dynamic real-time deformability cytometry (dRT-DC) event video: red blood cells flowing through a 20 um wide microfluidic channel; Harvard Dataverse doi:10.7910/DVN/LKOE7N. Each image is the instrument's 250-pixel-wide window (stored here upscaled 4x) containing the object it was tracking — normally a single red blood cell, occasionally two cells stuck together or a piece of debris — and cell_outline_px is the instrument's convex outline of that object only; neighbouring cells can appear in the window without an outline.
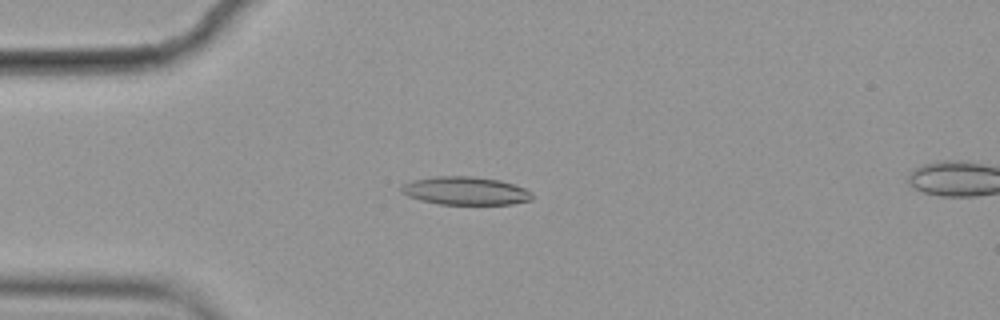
{"species": "common noctule bat (a hibernating species)", "species_latin": "Nyctalus noctula", "temperature_condition": "cold", "stored_images_in_passage": 50, "camera_frame_rate_fps": 3000, "um_per_image_px": 0.085, "animal": {"sex": "female", "body_mass_g": 19.9}, "frame": {"image": 1, "passage_image": 8, "time_ms": 2.333, "image_size_px": [1000, 320], "cell_outline_px": [[532, 200], [512, 204], [440, 204], [420, 200], [408, 196], [400, 192], [400, 184], [412, 180], [436, 176], [472, 176], [500, 180], [524, 188], [532, 192]], "centroid_in_image_um": [39.52, 16.21], "position_along_channel_um": 45.5, "area_um2": 21.56}}
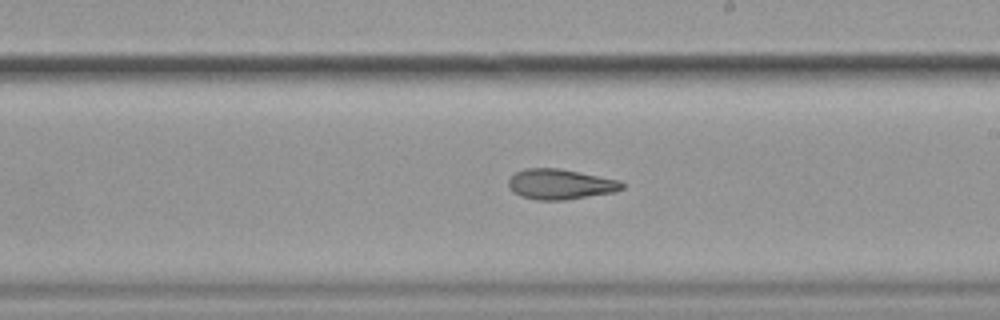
{"frame": {"image": 2, "passage_image": 26, "time_ms": 8.333, "image_size_px": [1000, 320], "cell_outline_px": [[624, 188], [616, 192], [564, 200], [536, 200], [520, 196], [512, 192], [508, 188], [508, 180], [516, 172], [524, 168], [560, 168], [620, 180], [624, 184]], "centroid_in_image_um": [47.62, 15.66], "position_along_channel_um": 241.4, "area_um2": 20.29}}
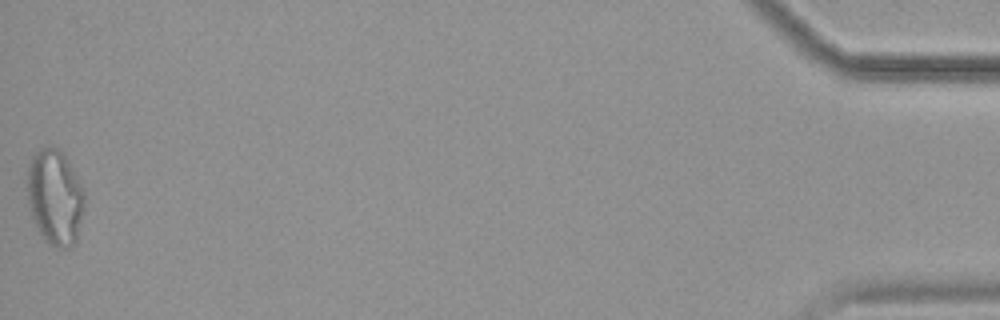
{"frame": {"image": 3, "passage_image": 50, "time_ms": 16.333, "image_size_px": [1000, 320], "cell_outline_px": [[84, 204], [76, 240], [68, 248], [56, 248], [48, 244], [44, 240], [32, 216], [28, 204], [28, 168], [32, 156], [40, 148], [48, 144], [64, 152], [84, 192]], "centroid_in_image_um": [4.66, 16.74], "position_along_channel_um": 430.5, "area_um2": 31.62}, "authors_computed_cell_mechanics": {"area_um2": 21.1837, "velocity_mm_per_s": 3.5559, "shape_relaxation_time_tau1_ms": null, "shape_relaxation_time_tau2_ms": 5.4893, "deformation_change_tau1": null, "deformation_change_tau2": 0.1527}}